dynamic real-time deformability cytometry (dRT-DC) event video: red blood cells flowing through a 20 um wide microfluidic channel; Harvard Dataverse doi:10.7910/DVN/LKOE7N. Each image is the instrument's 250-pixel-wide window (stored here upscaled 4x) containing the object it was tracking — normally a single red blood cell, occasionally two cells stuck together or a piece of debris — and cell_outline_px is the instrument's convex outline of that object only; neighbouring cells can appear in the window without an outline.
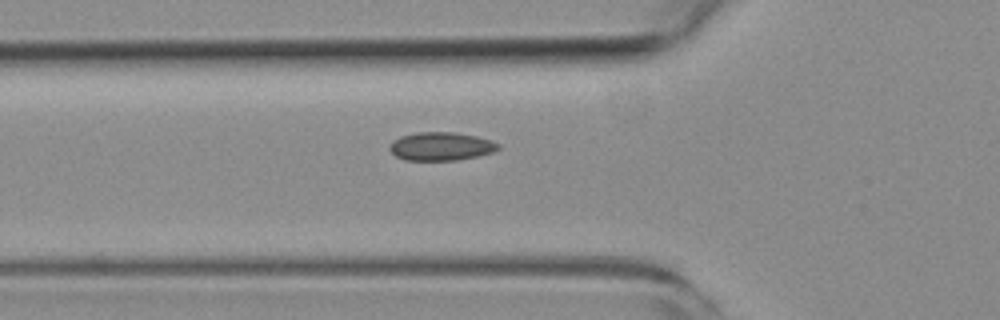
{"species": "common noctule bat (a hibernating species)", "species_latin": "Nyctalus noctula", "temperature_condition": "room temperature", "stored_images_in_passage": 36, "camera_frame_rate_fps": 3000, "um_per_image_px": 0.085, "animal": {"sex": "female", "body_mass_g": 19.3, "forearm_length_mm": 54.1}, "frame": {"image": 1, "passage_image": 2, "time_ms": 0.333, "image_size_px": [1000, 320], "cell_outline_px": [[500, 148], [492, 152], [476, 156], [456, 160], [404, 160], [396, 156], [388, 148], [392, 140], [400, 136], [416, 132], [456, 132], [476, 136], [492, 140], [500, 144]], "centroid_in_image_um": [37.47, 12.43], "position_along_channel_um": 88.3, "area_um2": 18.03}}
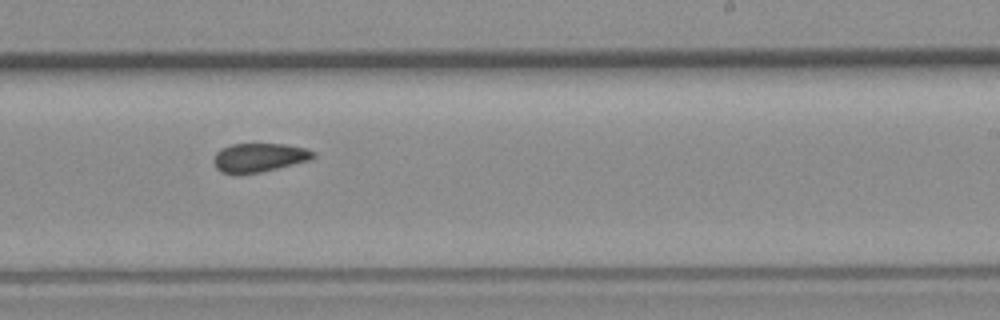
{"frame": {"image": 2, "passage_image": 16, "time_ms": 5.0, "image_size_px": [1000, 320], "cell_outline_px": [[316, 156], [312, 160], [260, 172], [236, 176], [220, 172], [216, 168], [212, 160], [216, 152], [220, 148], [232, 144], [284, 144], [304, 148], [316, 152]], "centroid_in_image_um": [21.99, 13.41], "position_along_channel_um": 267.0, "area_um2": 17.17}}
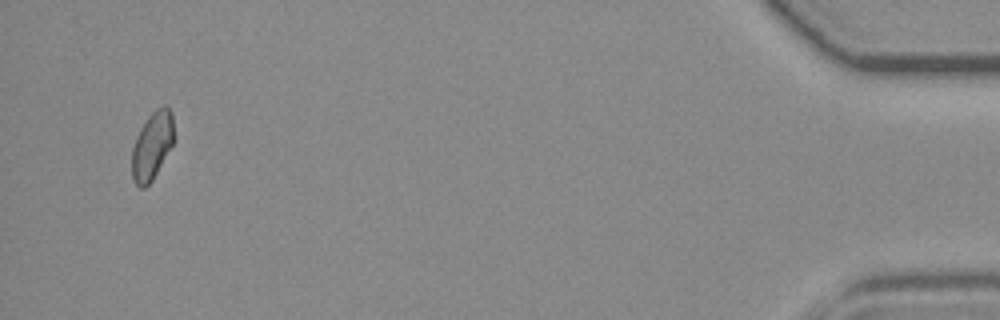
{"frame": {"image": 3, "passage_image": 35, "time_ms": 11.333, "image_size_px": [1000, 320], "cell_outline_px": [[172, 144], [152, 180], [144, 188], [140, 188], [132, 180], [132, 148], [136, 136], [140, 128], [148, 116], [156, 108], [164, 104], [168, 104], [172, 112]], "centroid_in_image_um": [12.9, 12.35], "position_along_channel_um": 422.3, "area_um2": 16.42}}